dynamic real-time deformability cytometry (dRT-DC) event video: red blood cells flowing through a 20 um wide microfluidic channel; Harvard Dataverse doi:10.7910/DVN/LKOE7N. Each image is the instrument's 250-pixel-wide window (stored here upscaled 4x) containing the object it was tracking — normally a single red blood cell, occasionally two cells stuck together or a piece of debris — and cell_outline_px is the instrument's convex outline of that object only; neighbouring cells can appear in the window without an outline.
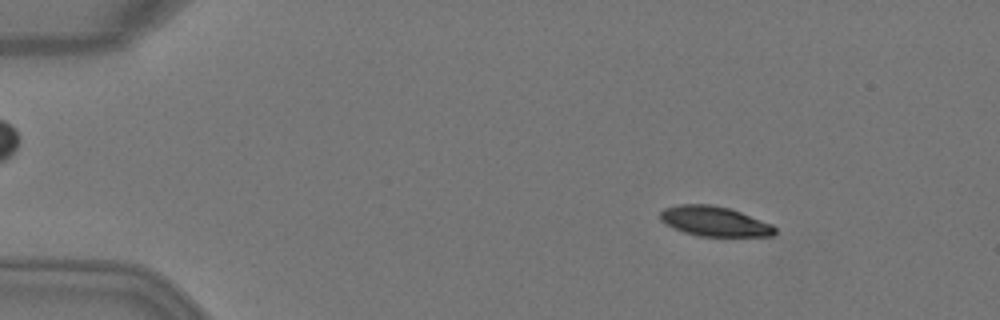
{"species": "Egyptian fruit bat (a non-hibernating species)", "species_latin": "Rousettus aegyptiacus", "temperature_condition": "warm", "stored_images_in_passage": 4, "camera_frame_rate_fps": 3000, "um_per_image_px": 0.085, "animal": {"sex": "female"}, "frame": {"image": 1, "passage_image": 2, "time_ms": 0.333, "image_size_px": [1000, 320], "cell_outline_px": [[776, 232], [772, 236], [696, 236], [684, 232], [664, 224], [660, 220], [660, 212], [664, 208], [676, 204], [712, 204], [728, 208], [740, 212], [772, 224], [776, 228]], "centroid_in_image_um": [60.69, 18.81], "position_along_channel_um": 24.3, "area_um2": 20.06}}